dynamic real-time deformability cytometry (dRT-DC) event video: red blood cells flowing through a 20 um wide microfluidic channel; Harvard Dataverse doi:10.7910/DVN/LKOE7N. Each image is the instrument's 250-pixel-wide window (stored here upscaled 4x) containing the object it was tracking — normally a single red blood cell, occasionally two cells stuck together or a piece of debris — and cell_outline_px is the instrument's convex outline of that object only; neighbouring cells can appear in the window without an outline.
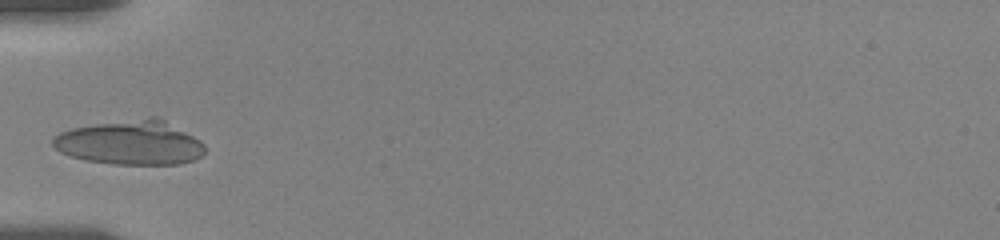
{"species": "human", "species_latin": "Homo sapiens", "temperature_condition": "room temperature", "stored_images_in_passage": 5, "camera_frame_rate_fps": 3000, "um_per_image_px": 0.085, "donor": {"sex": "female"}, "frame": {"image": 1, "passage_image": 1, "time_ms": 0.0, "image_size_px": [1000, 240], "cell_outline_px": [[204, 152], [200, 156], [192, 160], [180, 164], [112, 164], [88, 160], [72, 156], [60, 152], [52, 144], [52, 140], [60, 132], [72, 128], [96, 124], [148, 116], [156, 116], [164, 120], [200, 140], [204, 144]], "centroid_in_image_um": [11.09, 12.12], "position_along_channel_um": 73.9, "area_um2": 38.96}}